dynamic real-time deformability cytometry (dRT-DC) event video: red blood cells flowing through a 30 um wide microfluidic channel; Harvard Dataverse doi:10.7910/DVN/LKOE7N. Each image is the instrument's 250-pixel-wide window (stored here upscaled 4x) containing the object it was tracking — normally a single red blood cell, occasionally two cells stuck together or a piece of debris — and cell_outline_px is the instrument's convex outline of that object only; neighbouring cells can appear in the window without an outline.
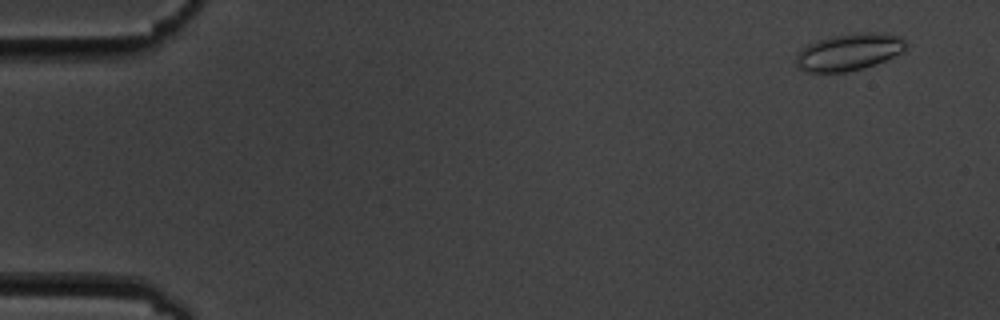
{"species": "common noctule bat (a hibernating species)", "species_latin": "Nyctalus noctula", "temperature_condition": "cold", "stored_images_in_passage": 5, "camera_frame_rate_fps": 3000, "um_per_image_px": 0.085, "animal": {"sex": "male", "body_mass_g": 19.5, "forearm_length_mm": 54.6}, "frame": {"image": 1, "passage_image": 1, "time_ms": 0.0, "image_size_px": [1000, 320], "cell_outline_px": [[908, 44], [904, 52], [884, 60], [848, 72], [804, 72], [796, 64], [796, 56], [808, 44], [816, 40], [828, 36], [856, 32], [872, 32], [900, 36]], "centroid_in_image_um": [72.16, 4.4], "position_along_channel_um": 12.8, "area_um2": 23.64}}
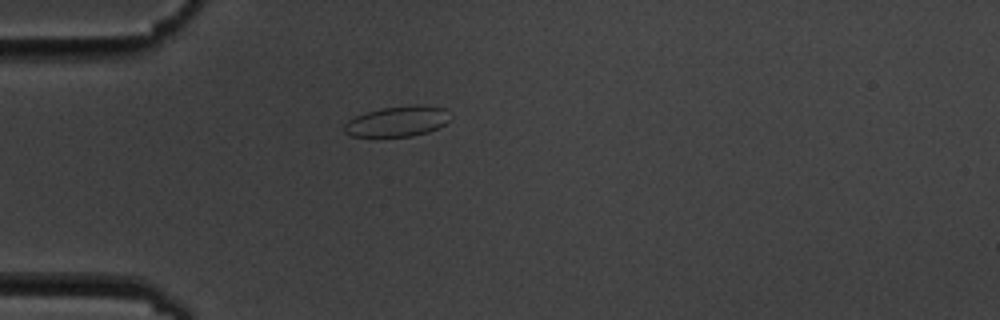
{"frame": {"image": 2, "passage_image": 4, "time_ms": 4.333, "image_size_px": [1000, 320], "cell_outline_px": [[448, 120], [444, 124], [428, 132], [412, 136], [352, 136], [344, 132], [344, 124], [348, 120], [356, 116], [380, 108], [416, 104], [420, 104], [444, 108]], "centroid_in_image_um": [33.74, 10.31], "position_along_channel_um": 51.3, "area_um2": 18.5}}